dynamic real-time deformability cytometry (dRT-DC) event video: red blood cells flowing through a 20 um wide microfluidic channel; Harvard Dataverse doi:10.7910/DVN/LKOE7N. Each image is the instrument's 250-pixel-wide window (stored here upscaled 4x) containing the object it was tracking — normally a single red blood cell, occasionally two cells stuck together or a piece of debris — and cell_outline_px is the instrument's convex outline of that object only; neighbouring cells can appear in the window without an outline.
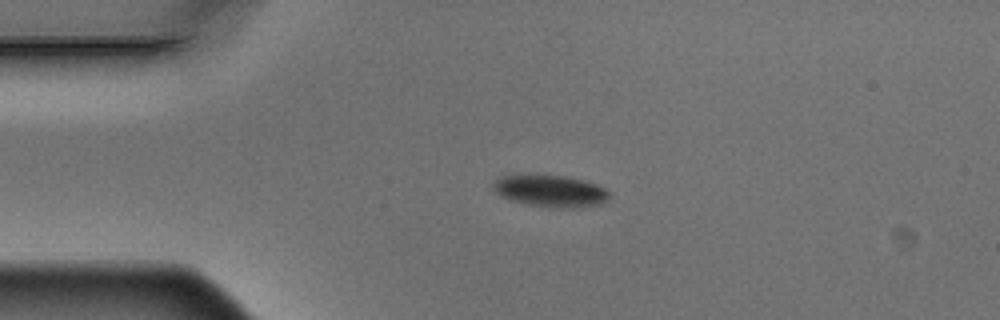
{"species": "Egyptian fruit bat (a non-hibernating species)", "species_latin": "Rousettus aegyptiacus", "temperature_condition": "warm", "stored_images_in_passage": 3, "camera_frame_rate_fps": 3000, "um_per_image_px": 0.085, "animal": {"sex": "male"}, "frame": {"image": 1, "passage_image": 2, "time_ms": 0.333, "image_size_px": [1000, 320], "cell_outline_px": [[608, 200], [604, 204], [580, 208], [552, 208], [528, 204], [508, 200], [500, 196], [492, 188], [492, 184], [500, 176], [560, 176], [584, 180], [596, 184], [604, 188], [608, 192]], "centroid_in_image_um": [46.81, 16.27], "position_along_channel_um": 38.2, "area_um2": 21.5}}